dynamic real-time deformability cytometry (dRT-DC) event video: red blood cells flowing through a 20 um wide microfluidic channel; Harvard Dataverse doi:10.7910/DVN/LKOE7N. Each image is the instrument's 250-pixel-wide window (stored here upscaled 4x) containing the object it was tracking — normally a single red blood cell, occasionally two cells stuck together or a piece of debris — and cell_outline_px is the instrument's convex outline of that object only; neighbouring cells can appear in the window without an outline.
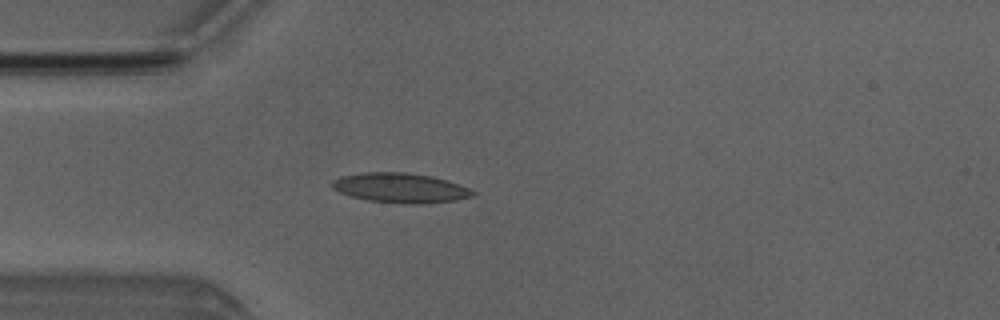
{"species": "Egyptian fruit bat (a non-hibernating species)", "species_latin": "Rousettus aegyptiacus", "temperature_condition": "room temperature", "stored_images_in_passage": 4, "camera_frame_rate_fps": 3000, "um_per_image_px": 0.085, "animal": {"sex": "male"}, "frame": {"image": 1, "passage_image": 4, "time_ms": 4.333, "image_size_px": [1000, 320], "cell_outline_px": [[476, 196], [456, 200], [424, 204], [408, 204], [368, 200], [352, 196], [340, 192], [332, 188], [332, 184], [340, 176], [364, 172], [404, 172], [432, 176], [448, 180], [460, 184], [476, 192]], "centroid_in_image_um": [34.1, 15.97], "position_along_channel_um": 50.9, "area_um2": 24.39}}